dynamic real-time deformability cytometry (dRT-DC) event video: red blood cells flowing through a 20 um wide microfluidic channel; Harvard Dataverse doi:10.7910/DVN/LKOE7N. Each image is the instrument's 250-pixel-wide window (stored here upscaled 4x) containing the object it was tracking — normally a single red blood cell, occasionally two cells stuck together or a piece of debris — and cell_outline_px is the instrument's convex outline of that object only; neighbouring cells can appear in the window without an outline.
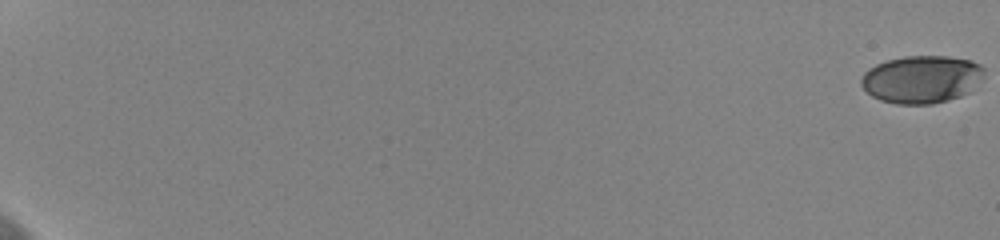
{"species": "human", "species_latin": "Homo sapiens", "temperature_condition": "cold", "stored_images_in_passage": 33, "camera_frame_rate_fps": 3000, "um_per_image_px": 0.085, "donor": {"sex": "female"}, "frame": {"image": 1, "passage_image": 1, "time_ms": 0.0, "image_size_px": [1000, 240], "cell_outline_px": [[984, 68], [972, 92], [948, 100], [932, 104], [896, 104], [880, 100], [872, 96], [860, 84], [860, 80], [864, 72], [868, 68], [876, 64], [888, 60], [904, 56], [948, 56], [972, 60], [980, 64]], "centroid_in_image_um": [78.32, 6.74], "position_along_channel_um": 6.7, "area_um2": 34.22}}
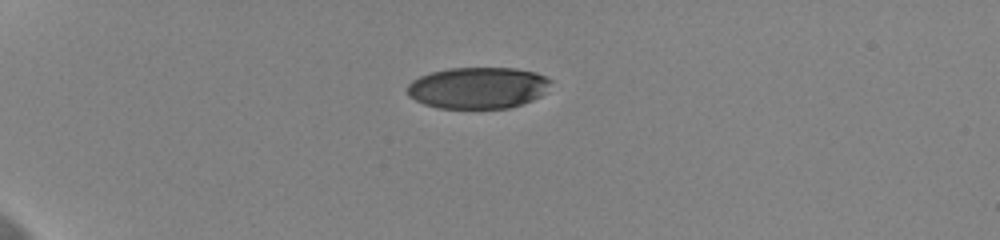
{"frame": {"image": 2, "passage_image": 12, "time_ms": 3.667, "image_size_px": [1000, 240], "cell_outline_px": [[552, 80], [544, 92], [540, 96], [532, 100], [508, 108], [440, 108], [424, 104], [408, 96], [408, 84], [412, 80], [420, 76], [432, 72], [448, 68], [516, 68], [536, 72]], "centroid_in_image_um": [40.62, 7.46], "position_along_channel_um": 44.4, "area_um2": 34.56}}
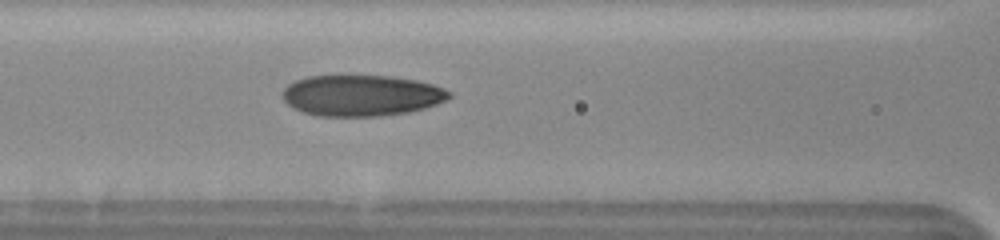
{"frame": {"image": 3, "passage_image": 22, "time_ms": 7.0, "image_size_px": [1000, 240], "cell_outline_px": [[452, 96], [448, 100], [424, 108], [408, 112], [380, 116], [316, 116], [292, 108], [284, 100], [284, 88], [288, 84], [296, 80], [308, 76], [392, 76], [416, 80], [432, 84], [444, 88], [452, 92]], "centroid_in_image_um": [30.75, 8.12], "position_along_channel_um": 135.8, "area_um2": 39.94}}